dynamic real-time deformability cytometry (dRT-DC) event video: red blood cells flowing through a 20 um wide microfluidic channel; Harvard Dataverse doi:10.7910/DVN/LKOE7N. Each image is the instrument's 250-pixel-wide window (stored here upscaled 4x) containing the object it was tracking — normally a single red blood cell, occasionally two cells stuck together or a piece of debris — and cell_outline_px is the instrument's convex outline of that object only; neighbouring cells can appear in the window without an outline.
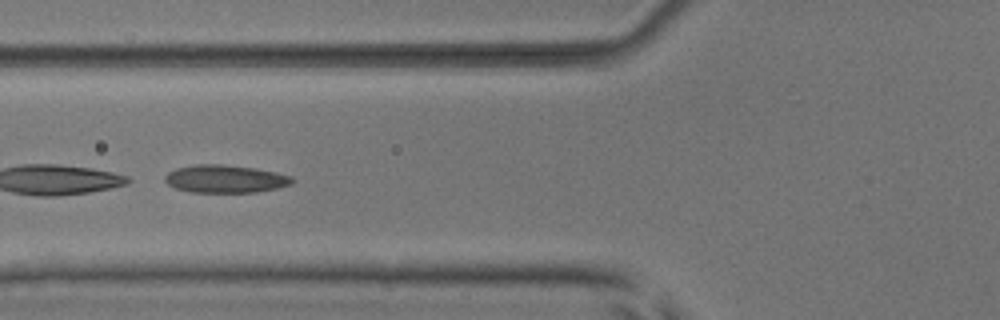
{"species": "common noctule bat (a hibernating species)", "species_latin": "Nyctalus noctula", "temperature_condition": "room temperature", "stored_images_in_passage": 40, "camera_frame_rate_fps": 3000, "um_per_image_px": 0.085, "animal": {"sex": "male", "body_mass_g": 17.9, "forearm_length_mm": 54.2}, "frame": {"image": 1, "passage_image": 12, "time_ms": 3.667, "image_size_px": [1000, 320], "cell_outline_px": [[296, 180], [292, 184], [276, 188], [256, 192], [188, 192], [176, 188], [168, 184], [164, 180], [164, 176], [168, 172], [176, 168], [196, 164], [220, 164], [256, 168], [276, 172], [292, 176]], "centroid_in_image_um": [19.15, 15.2], "position_along_channel_um": 106.6, "area_um2": 20.75}}
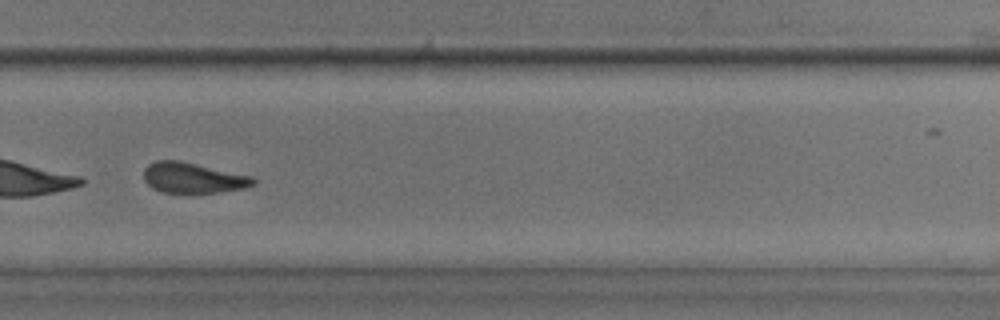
{"frame": {"image": 2, "passage_image": 28, "time_ms": 9.0, "image_size_px": [1000, 320], "cell_outline_px": [[256, 184], [244, 188], [216, 192], [160, 192], [152, 188], [144, 180], [144, 168], [148, 164], [156, 160], [180, 160], [256, 176]], "centroid_in_image_um": [16.44, 15.09], "position_along_channel_um": 313.4, "area_um2": 19.71}}